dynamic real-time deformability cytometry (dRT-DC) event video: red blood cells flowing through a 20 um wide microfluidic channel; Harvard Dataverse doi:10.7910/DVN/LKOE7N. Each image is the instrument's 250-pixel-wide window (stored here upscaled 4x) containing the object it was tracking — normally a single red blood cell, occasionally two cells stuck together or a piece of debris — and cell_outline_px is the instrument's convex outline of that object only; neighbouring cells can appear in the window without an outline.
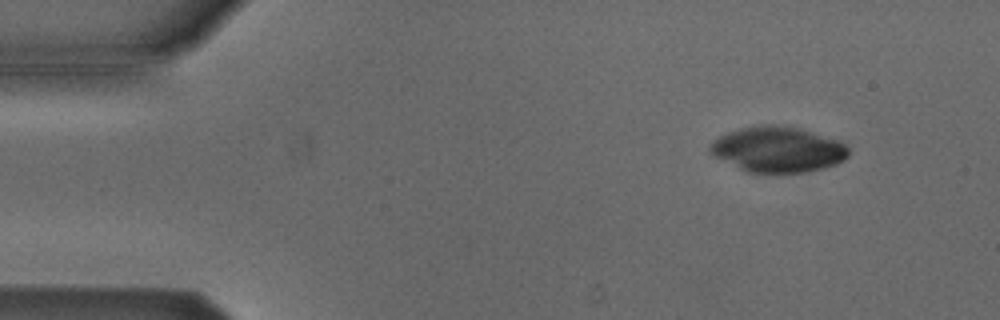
{"species": "Egyptian fruit bat (a non-hibernating species)", "species_latin": "Rousettus aegyptiacus", "temperature_condition": "cold", "stored_images_in_passage": 49, "camera_frame_rate_fps": 3000, "um_per_image_px": 0.085, "animal": {"sex": "male"}, "frame": {"image": 1, "passage_image": 2, "time_ms": 0.333, "image_size_px": [1000, 320], "cell_outline_px": [[848, 156], [844, 160], [836, 164], [824, 168], [804, 172], [776, 176], [748, 172], [712, 156], [708, 152], [708, 144], [712, 140], [728, 132], [740, 128], [764, 124], [772, 124], [796, 128], [840, 140], [848, 148]], "centroid_in_image_um": [66.07, 12.74], "position_along_channel_um": 18.9, "area_um2": 37.51}}
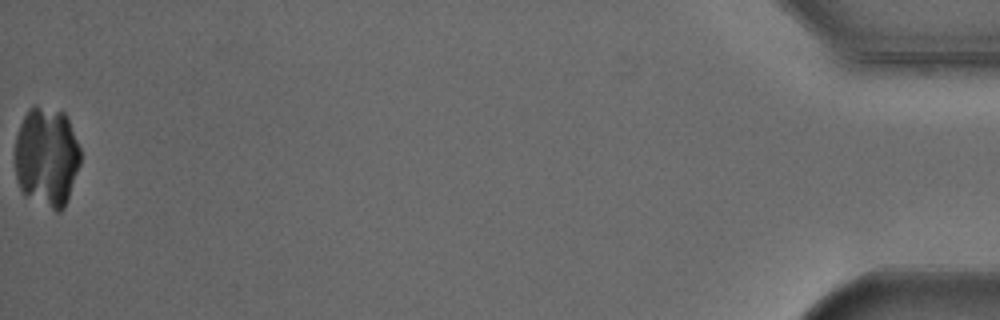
{"frame": {"image": 2, "passage_image": 49, "time_ms": 16.0, "image_size_px": [1000, 320], "cell_outline_px": [[80, 164], [68, 200], [64, 208], [60, 212], [56, 212], [24, 192], [20, 188], [16, 180], [16, 136], [20, 124], [28, 108], [32, 104], [36, 104], [64, 112], [68, 120], [80, 148]], "centroid_in_image_um": [3.98, 13.3], "position_along_channel_um": 431.2, "area_um2": 38.03}}